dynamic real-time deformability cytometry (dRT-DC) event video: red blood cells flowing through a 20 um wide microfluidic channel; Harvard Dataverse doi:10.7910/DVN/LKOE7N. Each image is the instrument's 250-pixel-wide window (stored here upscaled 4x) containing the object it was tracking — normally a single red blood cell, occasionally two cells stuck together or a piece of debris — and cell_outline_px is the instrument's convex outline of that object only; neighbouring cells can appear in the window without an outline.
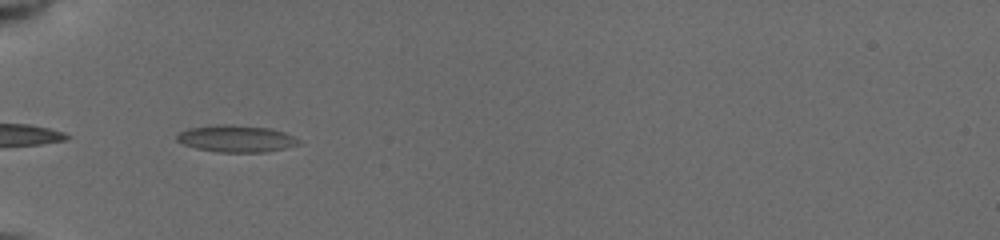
{"species": "common noctule bat (a hibernating species)", "species_latin": "Nyctalus noctula", "temperature_condition": "cold", "stored_images_in_passage": 5, "camera_frame_rate_fps": 3000, "um_per_image_px": 0.085, "animal": {"sex": "female", "body_mass_g": 19.5, "forearm_length_mm": 54.1}, "frame": {"image": 1, "passage_image": 2, "time_ms": 0.333, "image_size_px": [1000, 240], "cell_outline_px": [[300, 144], [284, 148], [264, 152], [216, 152], [196, 148], [184, 144], [176, 140], [176, 136], [180, 132], [188, 128], [216, 124], [232, 124], [272, 128], [284, 132], [300, 140]], "centroid_in_image_um": [20.07, 11.77], "position_along_channel_um": 64.9, "area_um2": 19.19}}